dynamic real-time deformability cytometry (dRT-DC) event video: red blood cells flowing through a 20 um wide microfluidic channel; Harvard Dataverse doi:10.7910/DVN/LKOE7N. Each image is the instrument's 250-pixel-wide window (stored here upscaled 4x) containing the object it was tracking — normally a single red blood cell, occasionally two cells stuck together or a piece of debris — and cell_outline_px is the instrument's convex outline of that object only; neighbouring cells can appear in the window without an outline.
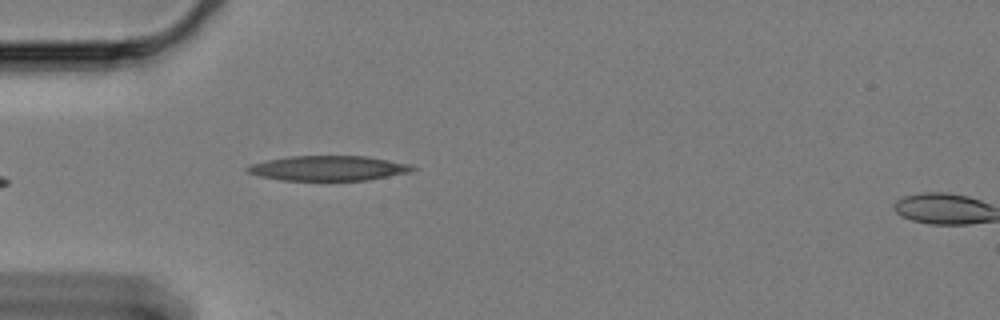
{"species": "Egyptian fruit bat (a non-hibernating species)", "species_latin": "Rousettus aegyptiacus", "temperature_condition": "cold", "stored_images_in_passage": 42, "camera_frame_rate_fps": 3000, "um_per_image_px": 0.085, "animal": {"sex": "female"}, "frame": {"image": 1, "passage_image": 2, "time_ms": 0.333, "image_size_px": [1000, 320], "cell_outline_px": [[420, 168], [412, 172], [368, 180], [280, 180], [260, 176], [248, 172], [244, 168], [252, 164], [268, 160], [292, 156], [368, 156], [412, 164]], "centroid_in_image_um": [28.01, 14.29], "position_along_channel_um": 57.0, "area_um2": 24.1}}
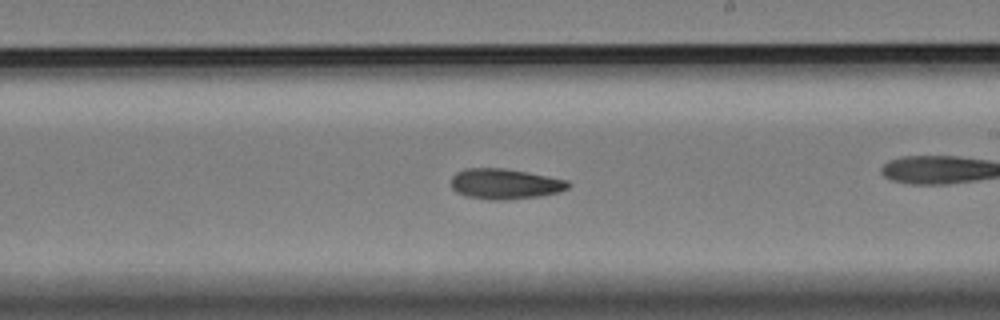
{"frame": {"image": 2, "passage_image": 16, "time_ms": 5.0, "image_size_px": [1000, 320], "cell_outline_px": [[572, 184], [568, 188], [560, 192], [540, 196], [504, 200], [488, 200], [464, 196], [456, 192], [452, 188], [452, 176], [456, 172], [464, 168], [504, 168], [528, 172], [568, 180]], "centroid_in_image_um": [42.92, 15.63], "position_along_channel_um": 246.1, "area_um2": 21.04}}
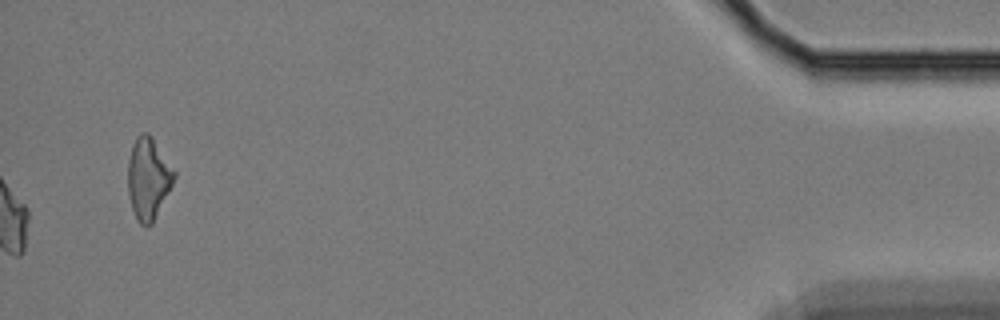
{"frame": {"image": 3, "passage_image": 42, "time_ms": 13.667, "image_size_px": [1000, 320], "cell_outline_px": [[176, 176], [152, 224], [140, 224], [132, 208], [128, 192], [128, 160], [132, 144], [136, 136], [140, 132], [148, 132], [152, 136], [176, 172]], "centroid_in_image_um": [12.6, 15.1], "position_along_channel_um": 422.6, "area_um2": 21.85}, "authors_computed_cell_mechanics": {"area_um2": 20.3745, "velocity_mm_per_s": 3.3161, "shape_relaxation_time_tau1_ms": 8.6192, "shape_relaxation_time_tau2_ms": 9.3389, "deformation_change_tau1": 0.1421, "deformation_change_tau2": 0.1647}}